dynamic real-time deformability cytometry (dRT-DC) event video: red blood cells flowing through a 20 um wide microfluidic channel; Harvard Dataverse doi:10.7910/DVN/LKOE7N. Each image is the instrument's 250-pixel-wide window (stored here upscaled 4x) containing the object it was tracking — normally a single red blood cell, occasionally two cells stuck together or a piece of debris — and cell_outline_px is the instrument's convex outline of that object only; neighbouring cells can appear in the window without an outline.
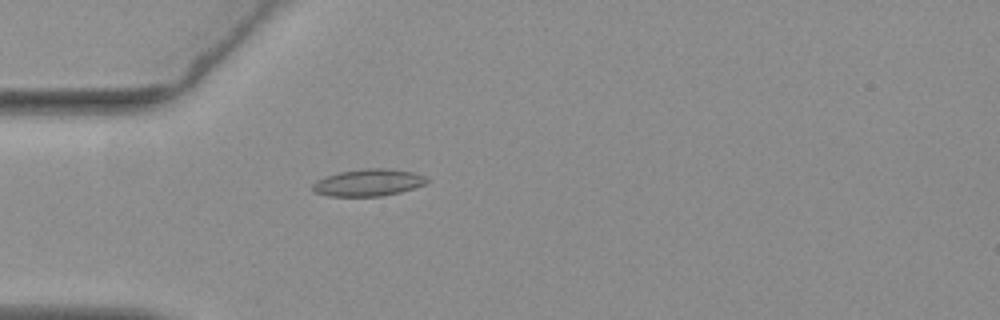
{"species": "common noctule bat (a hibernating species)", "species_latin": "Nyctalus noctula", "temperature_condition": "warm", "stored_images_in_passage": 32, "camera_frame_rate_fps": 3000, "um_per_image_px": 0.085, "animal": {"sex": "female", "body_mass_g": 19.3, "forearm_length_mm": 54.1}, "frame": {"image": 1, "passage_image": 1, "time_ms": 0.0, "image_size_px": [1000, 320], "cell_outline_px": [[428, 180], [424, 184], [400, 192], [380, 196], [328, 196], [312, 192], [312, 184], [316, 180], [324, 176], [336, 172], [364, 168], [384, 168], [412, 172], [424, 176]], "centroid_in_image_um": [31.21, 15.51], "position_along_channel_um": 53.8, "area_um2": 18.03}}
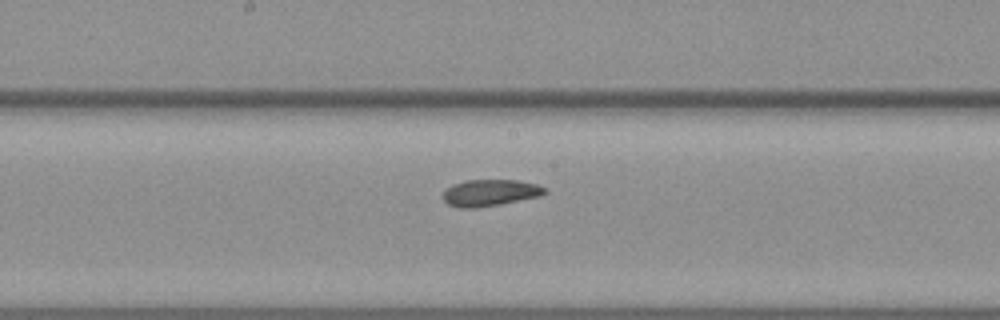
{"frame": {"image": 2, "passage_image": 14, "time_ms": 4.333, "image_size_px": [1000, 320], "cell_outline_px": [[548, 192], [540, 196], [500, 204], [476, 208], [456, 208], [448, 204], [444, 200], [444, 188], [452, 184], [464, 180], [516, 180], [536, 184], [544, 188]], "centroid_in_image_um": [41.61, 16.38], "position_along_channel_um": 206.6, "area_um2": 15.84}}
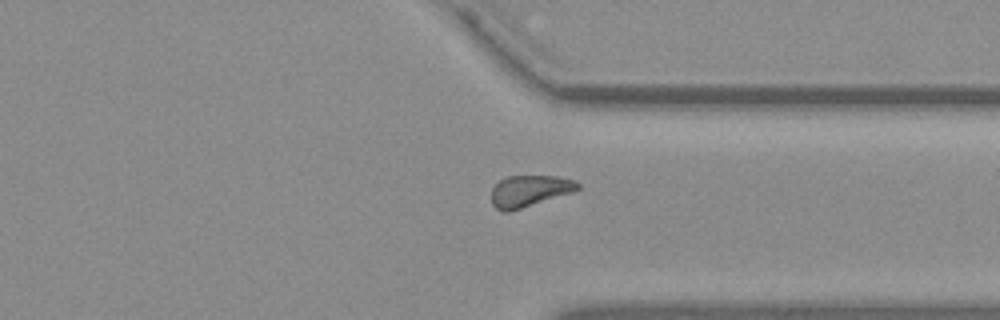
{"frame": {"image": 3, "passage_image": 27, "time_ms": 8.667, "image_size_px": [1000, 320], "cell_outline_px": [[580, 188], [572, 192], [508, 212], [504, 212], [496, 208], [492, 204], [492, 188], [500, 180], [508, 176], [556, 176], [576, 180], [580, 184]], "centroid_in_image_um": [45.01, 16.22], "position_along_channel_um": 366.4, "area_um2": 15.66}, "authors_computed_cell_mechanics": {"area_um2": 15.9817, "velocity_mm_per_s": 3.707, "shape_relaxation_time_tau1_ms": null, "shape_relaxation_time_tau2_ms": 2.3846, "deformation_change_tau1": null, "deformation_change_tau2": 0.0852}}